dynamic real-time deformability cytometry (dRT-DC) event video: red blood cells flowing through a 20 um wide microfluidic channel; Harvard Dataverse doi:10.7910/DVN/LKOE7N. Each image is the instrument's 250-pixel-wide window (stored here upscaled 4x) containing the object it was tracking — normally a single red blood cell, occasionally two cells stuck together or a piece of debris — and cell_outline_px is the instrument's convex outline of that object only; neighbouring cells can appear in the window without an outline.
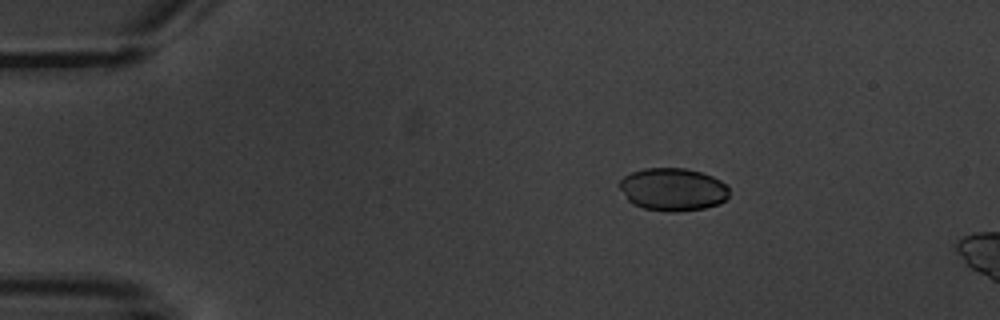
{"species": "common noctule bat (a hibernating species)", "species_latin": "Nyctalus noctula", "temperature_condition": "warm", "stored_images_in_passage": 6, "camera_frame_rate_fps": 3000, "um_per_image_px": 0.085, "animal": {"sex": "male", "body_mass_g": 20.1, "forearm_length_mm": 53.5}, "frame": {"image": 1, "passage_image": 4, "time_ms": 3.333, "image_size_px": [1000, 320], "cell_outline_px": [[728, 196], [720, 204], [704, 208], [672, 212], [668, 212], [644, 208], [632, 204], [628, 200], [620, 188], [620, 180], [624, 176], [632, 172], [644, 168], [684, 168], [700, 172], [712, 176], [720, 180], [728, 188]], "centroid_in_image_um": [57.18, 16.1], "position_along_channel_um": 27.8, "area_um2": 27.22}}